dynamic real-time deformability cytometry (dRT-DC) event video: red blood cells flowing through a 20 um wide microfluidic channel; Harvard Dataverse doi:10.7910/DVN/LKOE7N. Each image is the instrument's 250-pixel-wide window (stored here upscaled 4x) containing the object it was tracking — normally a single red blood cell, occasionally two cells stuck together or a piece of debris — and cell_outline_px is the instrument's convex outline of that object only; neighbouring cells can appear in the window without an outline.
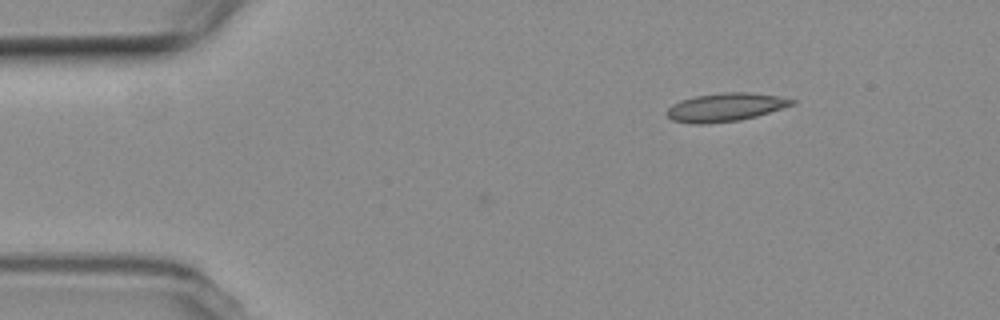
{"species": "common noctule bat (a hibernating species)", "species_latin": "Nyctalus noctula", "temperature_condition": "room temperature", "stored_images_in_passage": 2, "camera_frame_rate_fps": 3000, "um_per_image_px": 0.085, "animal": {"sex": "female", "body_mass_g": 19.3, "forearm_length_mm": 54.1}, "frame": {"image": 1, "passage_image": 1, "time_ms": 0.0, "image_size_px": [1000, 320], "cell_outline_px": [[796, 104], [756, 116], [740, 120], [704, 124], [692, 124], [672, 120], [664, 112], [672, 104], [680, 100], [696, 96], [720, 92], [748, 92], [780, 96], [796, 100]], "centroid_in_image_um": [61.65, 9.11], "position_along_channel_um": 23.3, "area_um2": 20.81}}